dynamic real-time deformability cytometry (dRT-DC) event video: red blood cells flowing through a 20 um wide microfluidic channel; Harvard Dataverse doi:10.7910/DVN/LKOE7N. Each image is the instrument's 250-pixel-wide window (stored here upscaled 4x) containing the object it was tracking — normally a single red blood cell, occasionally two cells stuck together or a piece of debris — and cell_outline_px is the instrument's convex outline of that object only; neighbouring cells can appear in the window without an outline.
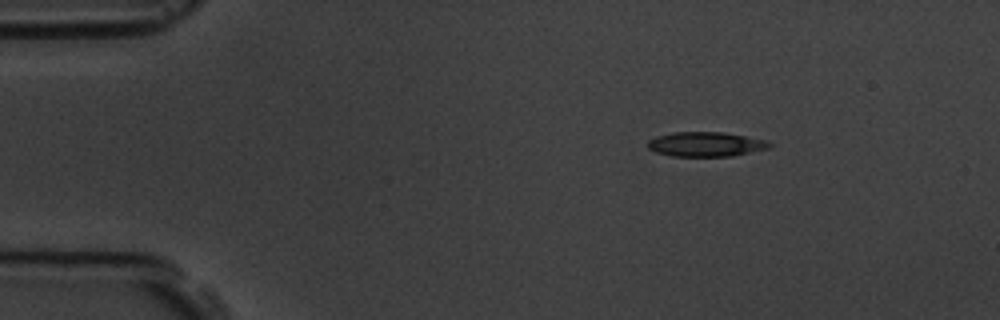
{"species": "common noctule bat (a hibernating species)", "species_latin": "Nyctalus noctula", "temperature_condition": "room temperature", "stored_images_in_passage": 4, "camera_frame_rate_fps": 3000, "um_per_image_px": 0.085, "animal": {"sex": "male", "body_mass_g": 19.5, "forearm_length_mm": 54.6}, "frame": {"image": 1, "passage_image": 1, "time_ms": 0.0, "image_size_px": [1000, 320], "cell_outline_px": [[772, 148], [732, 156], [672, 156], [656, 152], [648, 148], [648, 140], [656, 136], [672, 132], [724, 132], [764, 140], [772, 144]], "centroid_in_image_um": [59.99, 12.26], "position_along_channel_um": 25.0, "area_um2": 17.46}}
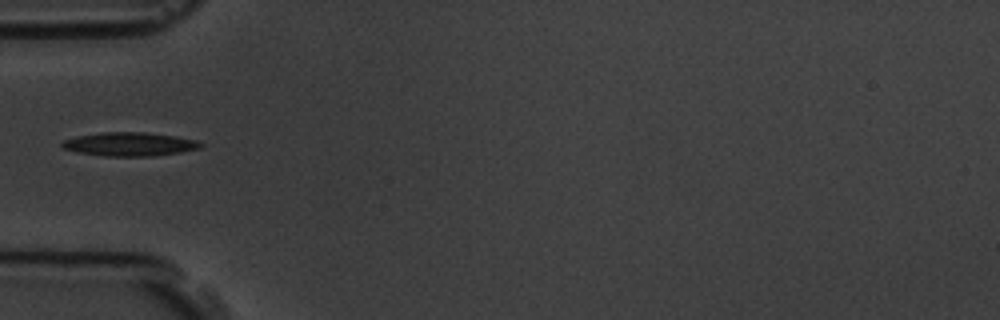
{"frame": {"image": 2, "passage_image": 4, "time_ms": 3.333, "image_size_px": [1000, 320], "cell_outline_px": [[204, 144], [200, 148], [180, 152], [152, 156], [108, 156], [76, 152], [64, 148], [60, 144], [64, 140], [76, 136], [100, 132], [144, 132], [176, 136], [196, 140]], "centroid_in_image_um": [11.01, 12.25], "position_along_channel_um": 74.0, "area_um2": 19.07}}